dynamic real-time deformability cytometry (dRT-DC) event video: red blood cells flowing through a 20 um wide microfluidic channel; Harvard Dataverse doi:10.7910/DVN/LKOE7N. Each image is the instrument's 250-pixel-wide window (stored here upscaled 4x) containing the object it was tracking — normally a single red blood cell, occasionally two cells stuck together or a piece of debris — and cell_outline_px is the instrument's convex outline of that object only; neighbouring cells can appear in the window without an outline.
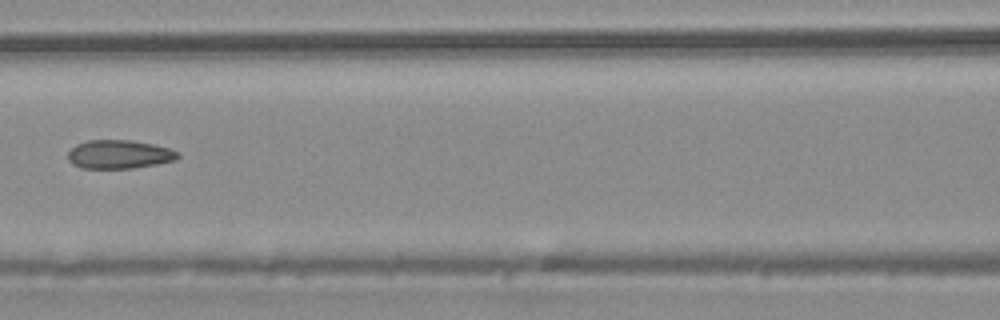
{"species": "common noctule bat (a hibernating species)", "species_latin": "Nyctalus noctula", "temperature_condition": "warm", "stored_images_in_passage": 4, "camera_frame_rate_fps": 3000, "um_per_image_px": 0.085, "animal": {"sex": "male", "body_mass_g": 20.4}, "frame": {"image": 1, "passage_image": 4, "time_ms": 1.0, "image_size_px": [1000, 320], "cell_outline_px": [[180, 156], [176, 160], [156, 164], [132, 168], [80, 168], [72, 164], [68, 160], [68, 152], [76, 144], [88, 140], [132, 140], [152, 144], [168, 148], [180, 152]], "centroid_in_image_um": [10.13, 13.12], "position_along_channel_um": 156.5, "area_um2": 18.38}}